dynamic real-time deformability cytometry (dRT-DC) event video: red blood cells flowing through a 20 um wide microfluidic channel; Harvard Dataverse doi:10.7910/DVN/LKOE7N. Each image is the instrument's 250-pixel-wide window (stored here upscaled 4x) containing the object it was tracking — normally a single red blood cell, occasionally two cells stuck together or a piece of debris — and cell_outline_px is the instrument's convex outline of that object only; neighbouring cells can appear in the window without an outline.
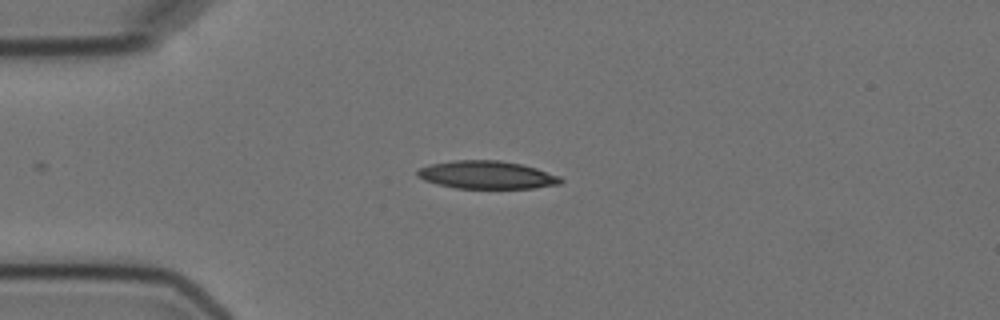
{"species": "Egyptian fruit bat (a non-hibernating species)", "species_latin": "Rousettus aegyptiacus", "temperature_condition": "cold", "stored_images_in_passage": 6, "camera_frame_rate_fps": 3000, "um_per_image_px": 0.085, "animal": {"sex": "female"}, "frame": {"image": 1, "passage_image": 1, "time_ms": 0.0, "image_size_px": [1000, 320], "cell_outline_px": [[564, 180], [560, 184], [532, 188], [456, 188], [436, 184], [424, 180], [416, 176], [416, 172], [420, 168], [432, 164], [456, 160], [500, 160], [520, 164], [536, 168], [560, 176]], "centroid_in_image_um": [41.38, 14.87], "position_along_channel_um": 43.6, "area_um2": 23.24}}
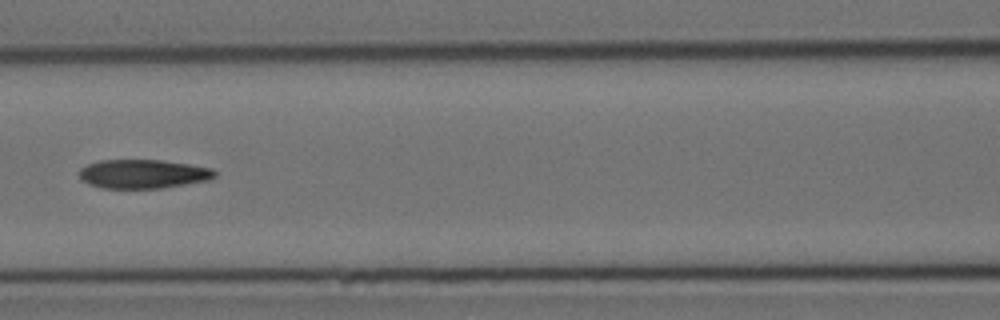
{"frame": {"image": 2, "passage_image": 4, "time_ms": 3.667, "image_size_px": [1000, 320], "cell_outline_px": [[216, 176], [208, 180], [160, 188], [100, 188], [88, 184], [80, 180], [80, 168], [88, 164], [100, 160], [160, 160], [188, 164], [212, 168], [216, 172]], "centroid_in_image_um": [12.13, 14.78], "position_along_channel_um": 154.5, "area_um2": 22.77}}
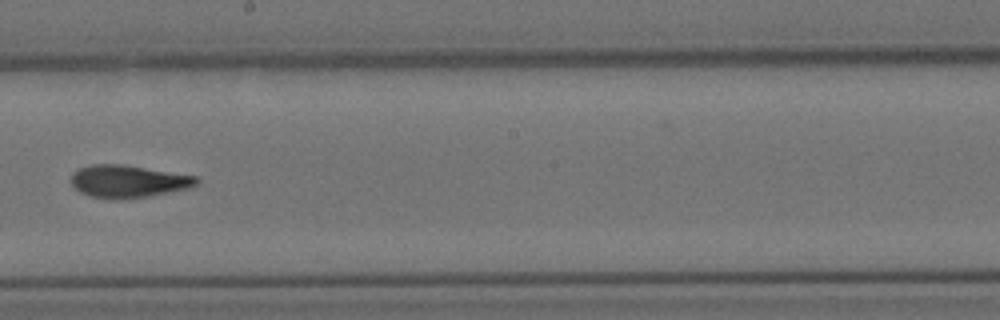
{"frame": {"image": 3, "passage_image": 6, "time_ms": 6.0, "image_size_px": [1000, 320], "cell_outline_px": [[200, 180], [196, 184], [188, 188], [148, 196], [120, 200], [88, 196], [80, 192], [72, 184], [72, 172], [80, 168], [92, 164], [124, 164], [196, 176]], "centroid_in_image_um": [10.88, 15.41], "position_along_channel_um": 237.3, "area_um2": 23.7}}